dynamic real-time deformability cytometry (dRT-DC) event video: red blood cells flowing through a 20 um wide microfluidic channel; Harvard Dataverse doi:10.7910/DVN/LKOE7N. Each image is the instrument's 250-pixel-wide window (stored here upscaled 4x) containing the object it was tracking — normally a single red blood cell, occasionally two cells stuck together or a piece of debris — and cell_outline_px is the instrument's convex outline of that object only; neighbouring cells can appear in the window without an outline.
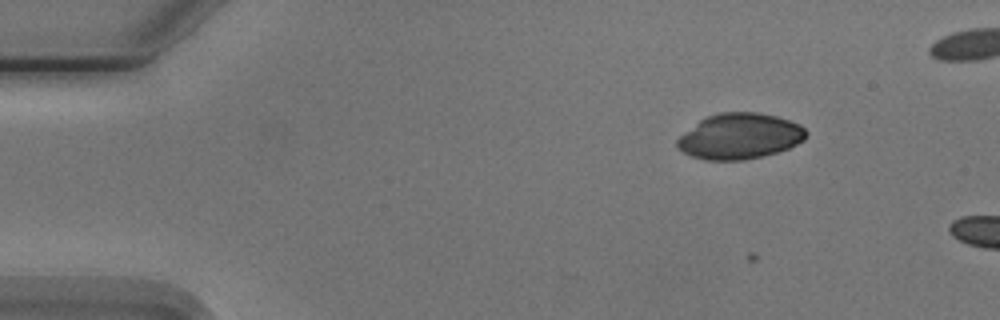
{"species": "Egyptian fruit bat (a non-hibernating species)", "species_latin": "Rousettus aegyptiacus", "temperature_condition": "cold", "stored_images_in_passage": 5, "camera_frame_rate_fps": 3000, "um_per_image_px": 0.085, "animal": {"sex": "male"}, "frame": {"image": 1, "passage_image": 2, "time_ms": 1.0, "image_size_px": [1000, 320], "cell_outline_px": [[808, 136], [804, 140], [788, 148], [776, 152], [744, 160], [704, 160], [692, 156], [684, 152], [676, 144], [676, 140], [680, 136], [700, 120], [708, 116], [720, 112], [756, 112], [776, 116], [800, 124], [808, 132]], "centroid_in_image_um": [62.9, 11.58], "position_along_channel_um": 22.1, "area_um2": 34.1}}